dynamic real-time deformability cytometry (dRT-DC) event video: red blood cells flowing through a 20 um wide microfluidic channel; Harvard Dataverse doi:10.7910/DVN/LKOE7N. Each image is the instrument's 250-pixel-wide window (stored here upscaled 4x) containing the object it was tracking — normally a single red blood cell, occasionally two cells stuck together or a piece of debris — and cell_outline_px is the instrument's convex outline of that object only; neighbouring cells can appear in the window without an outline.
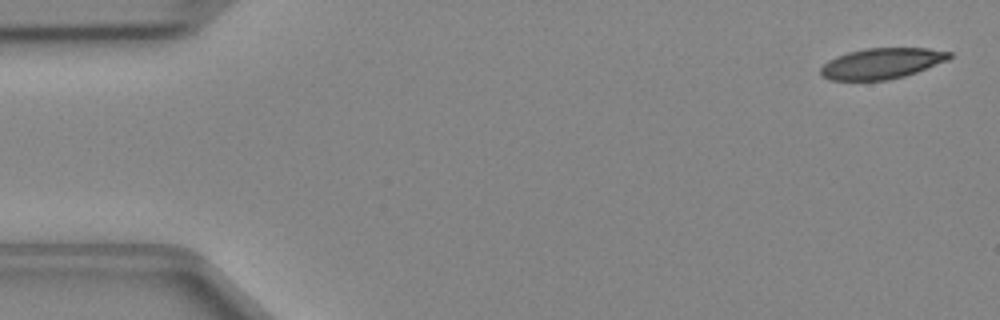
{"species": "Egyptian fruit bat (a non-hibernating species)", "species_latin": "Rousettus aegyptiacus", "temperature_condition": "cold", "stored_images_in_passage": 46, "camera_frame_rate_fps": 3000, "um_per_image_px": 0.085, "animal": {"sex": "female"}, "frame": {"image": 1, "passage_image": 1, "time_ms": 0.0, "image_size_px": [1000, 320], "cell_outline_px": [[952, 56], [948, 60], [916, 72], [904, 76], [888, 80], [828, 80], [820, 76], [820, 68], [828, 60], [836, 56], [848, 52], [868, 48], [928, 48], [952, 52]], "centroid_in_image_um": [74.93, 5.39], "position_along_channel_um": 10.1, "area_um2": 23.12}}
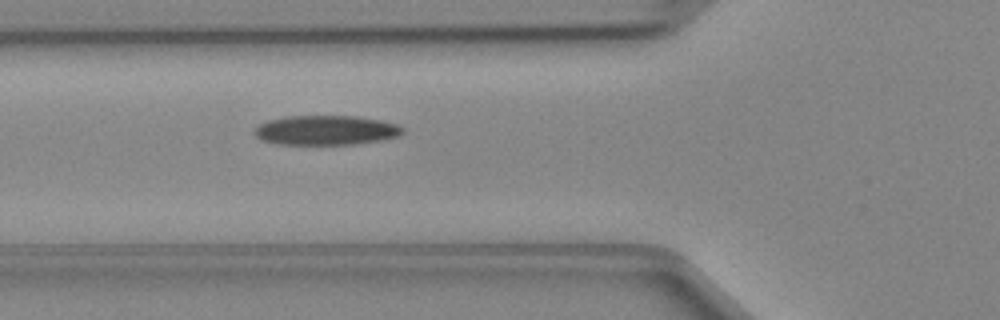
{"frame": {"image": 2, "passage_image": 16, "time_ms": 5.0, "image_size_px": [1000, 320], "cell_outline_px": [[404, 132], [400, 136], [380, 140], [356, 144], [280, 144], [260, 140], [252, 132], [260, 124], [268, 120], [288, 116], [356, 116], [380, 120], [396, 124], [404, 128]], "centroid_in_image_um": [27.71, 11.07], "position_along_channel_um": 98.1, "area_um2": 25.55}}
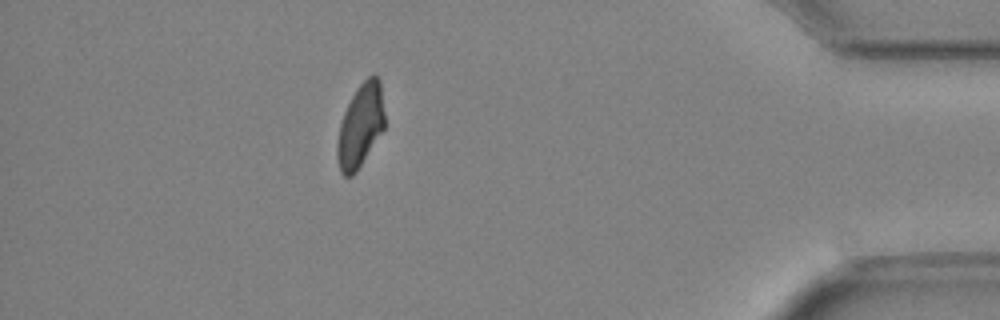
{"frame": {"image": 3, "passage_image": 41, "time_ms": 13.333, "image_size_px": [1000, 320], "cell_outline_px": [[384, 128], [356, 172], [352, 176], [344, 176], [340, 172], [336, 156], [336, 144], [340, 124], [344, 112], [356, 88], [372, 72], [380, 80], [384, 112]], "centroid_in_image_um": [30.62, 10.68], "position_along_channel_um": 404.6, "area_um2": 22.95}}